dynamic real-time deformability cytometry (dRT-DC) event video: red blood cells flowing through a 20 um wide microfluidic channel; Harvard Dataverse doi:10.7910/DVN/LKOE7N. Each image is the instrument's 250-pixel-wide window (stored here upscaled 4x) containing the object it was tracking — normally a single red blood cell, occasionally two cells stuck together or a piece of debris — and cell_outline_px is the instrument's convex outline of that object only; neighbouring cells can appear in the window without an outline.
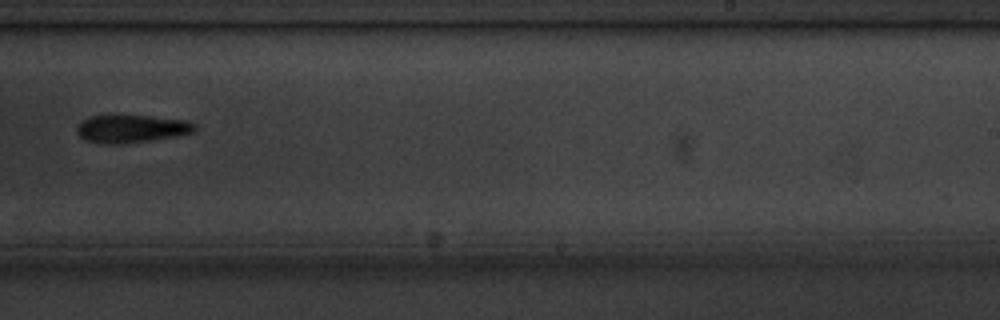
{"species": "common noctule bat (a hibernating species)", "species_latin": "Nyctalus noctula", "temperature_condition": "cold", "stored_images_in_passage": 6, "camera_frame_rate_fps": 3000, "um_per_image_px": 0.085, "animal": {"sex": "male", "body_mass_g": 20.1, "forearm_length_mm": 53.5}, "frame": {"image": 1, "passage_image": 6, "time_ms": 6.667, "image_size_px": [1000, 320], "cell_outline_px": [[196, 132], [176, 136], [124, 144], [108, 144], [84, 140], [76, 132], [76, 128], [88, 116], [108, 112], [116, 112], [188, 120], [196, 124]], "centroid_in_image_um": [11.15, 10.88], "position_along_channel_um": 277.8, "area_um2": 20.17}}